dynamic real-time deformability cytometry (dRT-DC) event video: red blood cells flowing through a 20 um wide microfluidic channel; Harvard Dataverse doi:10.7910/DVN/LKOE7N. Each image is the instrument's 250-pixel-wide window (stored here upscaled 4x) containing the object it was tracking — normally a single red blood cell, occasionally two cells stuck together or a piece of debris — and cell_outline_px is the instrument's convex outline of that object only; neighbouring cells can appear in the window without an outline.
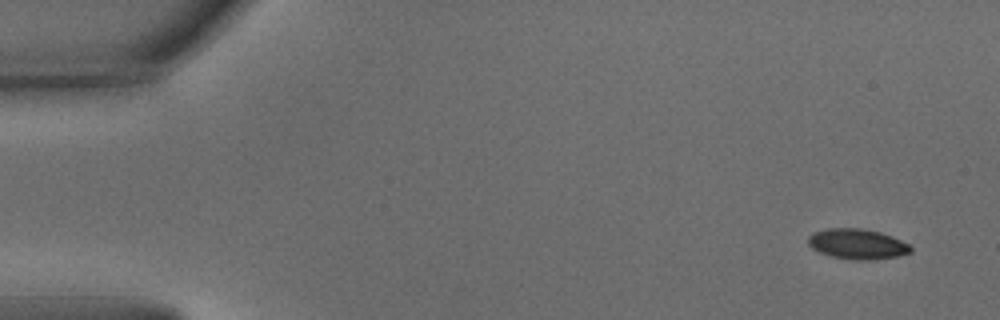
{"species": "common noctule bat (a hibernating species)", "species_latin": "Nyctalus noctula", "temperature_condition": "warm", "stored_images_in_passage": 51, "camera_frame_rate_fps": 3000, "um_per_image_px": 0.085, "animal": {"sex": "male", "body_mass_g": 15.6}, "frame": {"image": 1, "passage_image": 1, "time_ms": 0.0, "image_size_px": [1000, 320], "cell_outline_px": [[912, 252], [896, 256], [872, 260], [852, 260], [832, 256], [820, 252], [812, 248], [808, 244], [808, 236], [812, 232], [828, 228], [860, 228], [880, 232], [892, 236], [908, 244], [912, 248]], "centroid_in_image_um": [72.85, 20.73], "position_along_channel_um": 12.1, "area_um2": 18.09}}
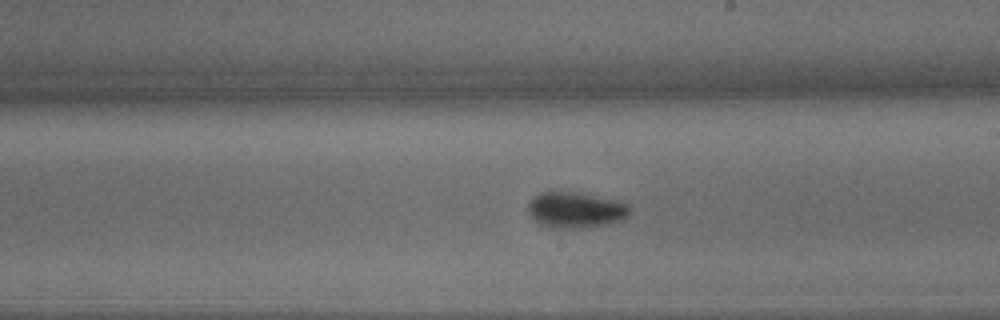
{"frame": {"image": 2, "passage_image": 29, "time_ms": 9.333, "image_size_px": [1000, 320], "cell_outline_px": [[632, 204], [628, 216], [620, 220], [588, 228], [556, 228], [540, 224], [528, 212], [528, 204], [540, 192], [580, 192], [616, 200]], "centroid_in_image_um": [48.97, 17.84], "position_along_channel_um": 240.0, "area_um2": 21.21}}
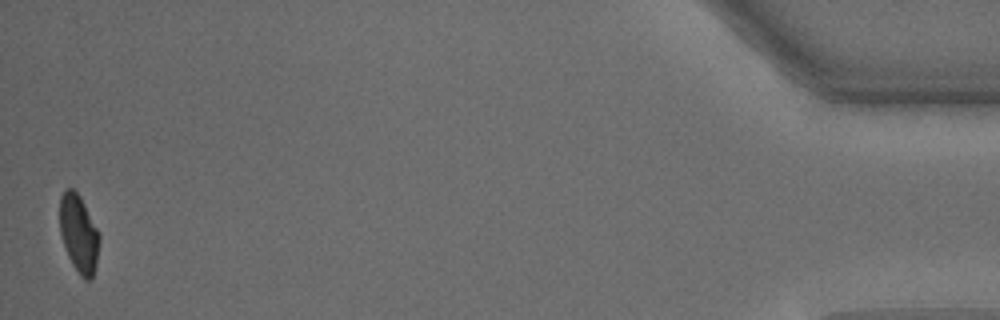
{"frame": {"image": 3, "passage_image": 51, "time_ms": 16.667, "image_size_px": [1000, 320], "cell_outline_px": [[100, 240], [96, 264], [92, 276], [88, 280], [84, 280], [80, 276], [72, 264], [68, 256], [60, 232], [60, 196], [64, 188], [72, 188], [80, 196], [100, 236]], "centroid_in_image_um": [6.68, 19.85], "position_along_channel_um": 428.5, "area_um2": 17.74}, "authors_computed_cell_mechanics": {"area_um2": 19.1896, "velocity_mm_per_s": 3.7989, "shape_relaxation_time_tau1_ms": 1.9461, "shape_relaxation_time_tau2_ms": 1.0239, "deformation_change_tau1": 0.1464, "deformation_change_tau2": 0.0548}}